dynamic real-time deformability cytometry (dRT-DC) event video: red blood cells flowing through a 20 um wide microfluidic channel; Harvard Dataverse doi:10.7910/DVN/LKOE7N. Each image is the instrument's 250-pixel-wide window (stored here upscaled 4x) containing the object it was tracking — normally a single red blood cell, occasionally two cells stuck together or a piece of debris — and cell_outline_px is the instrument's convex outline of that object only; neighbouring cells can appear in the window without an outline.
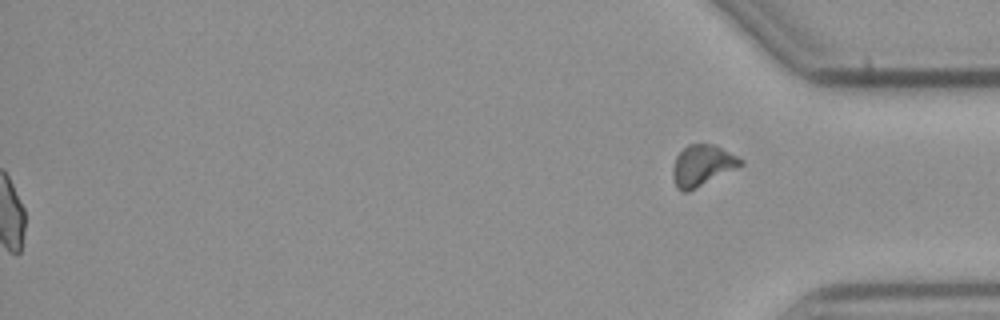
{"species": "common noctule bat (a hibernating species)", "species_latin": "Nyctalus noctula", "temperature_condition": "cold", "stored_images_in_passage": 55, "segment_of_instrument_passage": [2, 2], "camera_frame_rate_fps": 3000, "um_per_image_px": 0.085, "animal": {"sex": "male", "body_mass_g": 23.1, "forearm_length_mm": 52.7}, "frame": {"image": 1, "passage_image": 55, "time_ms": 18.0, "image_size_px": [1000, 320], "cell_outline_px": [[744, 164], [688, 192], [684, 192], [676, 188], [672, 176], [672, 168], [676, 156], [688, 144], [712, 144], [744, 160]], "centroid_in_image_um": [59.65, 14.08], "position_along_channel_um": 375.5, "area_um2": 16.01}}